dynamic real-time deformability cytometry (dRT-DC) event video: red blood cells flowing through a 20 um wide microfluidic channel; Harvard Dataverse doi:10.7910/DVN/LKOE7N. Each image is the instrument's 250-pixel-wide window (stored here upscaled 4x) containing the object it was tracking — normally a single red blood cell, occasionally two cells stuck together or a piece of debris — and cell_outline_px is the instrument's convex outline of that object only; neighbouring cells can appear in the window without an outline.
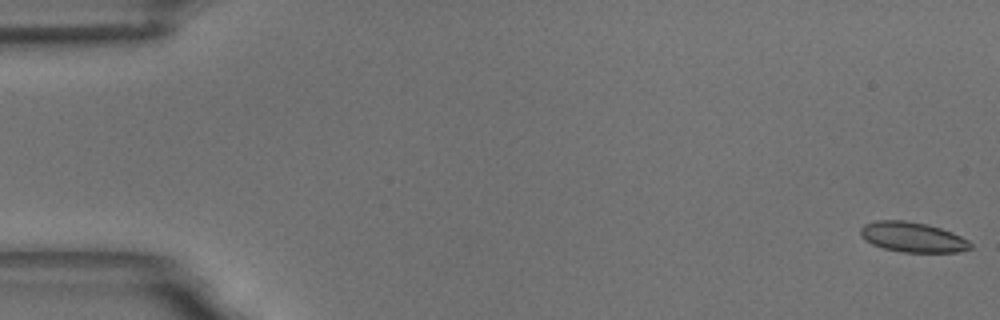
{"species": "common noctule bat (a hibernating species)", "species_latin": "Nyctalus noctula", "temperature_condition": "room temperature", "stored_images_in_passage": 56, "camera_frame_rate_fps": 3000, "um_per_image_px": 0.085, "animal": {"sex": "male", "body_mass_g": 18.8}, "frame": {"image": 1, "passage_image": 1, "time_ms": 0.0, "image_size_px": [1000, 320], "cell_outline_px": [[972, 248], [960, 252], [900, 252], [884, 248], [872, 244], [864, 240], [860, 236], [860, 228], [864, 224], [876, 220], [904, 220], [928, 224], [952, 232], [968, 240], [972, 244]], "centroid_in_image_um": [77.56, 20.15], "position_along_channel_um": 7.4, "area_um2": 19.42}}
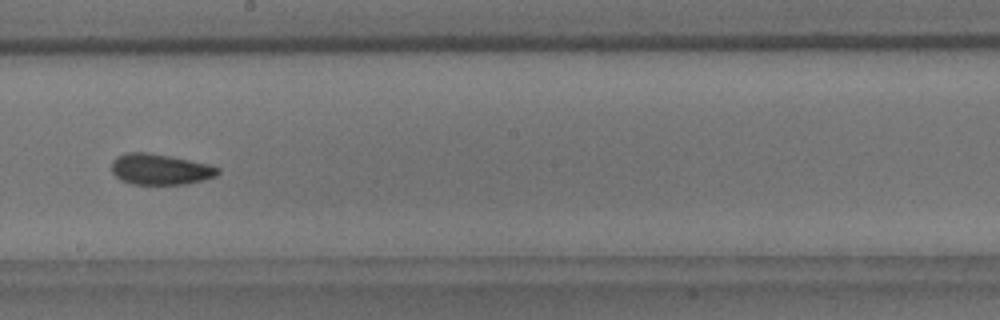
{"frame": {"image": 2, "passage_image": 32, "time_ms": 10.333, "image_size_px": [1000, 320], "cell_outline_px": [[220, 172], [216, 176], [204, 180], [184, 184], [132, 184], [120, 180], [112, 172], [112, 160], [116, 156], [128, 152], [144, 152], [168, 156], [208, 164], [220, 168]], "centroid_in_image_um": [13.6, 14.39], "position_along_channel_um": 234.6, "area_um2": 19.02}}
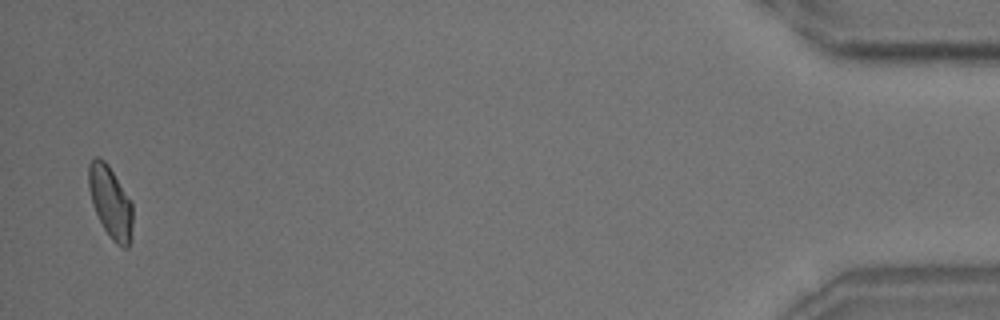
{"frame": {"image": 3, "passage_image": 55, "time_ms": 18.0, "image_size_px": [1000, 320], "cell_outline_px": [[132, 240], [128, 248], [124, 248], [116, 244], [112, 240], [104, 228], [96, 212], [88, 188], [88, 164], [96, 156], [100, 156], [108, 164], [132, 200]], "centroid_in_image_um": [9.41, 17.17], "position_along_channel_um": 425.8, "area_um2": 18.67}, "authors_computed_cell_mechanics": {"area_um2": 19.1896, "velocity_mm_per_s": 3.6281, "shape_relaxation_time_tau1_ms": 6.9332, "shape_relaxation_time_tau2_ms": 2.0094, "deformation_change_tau1": 0.1057, "deformation_change_tau2": 0.0836}}